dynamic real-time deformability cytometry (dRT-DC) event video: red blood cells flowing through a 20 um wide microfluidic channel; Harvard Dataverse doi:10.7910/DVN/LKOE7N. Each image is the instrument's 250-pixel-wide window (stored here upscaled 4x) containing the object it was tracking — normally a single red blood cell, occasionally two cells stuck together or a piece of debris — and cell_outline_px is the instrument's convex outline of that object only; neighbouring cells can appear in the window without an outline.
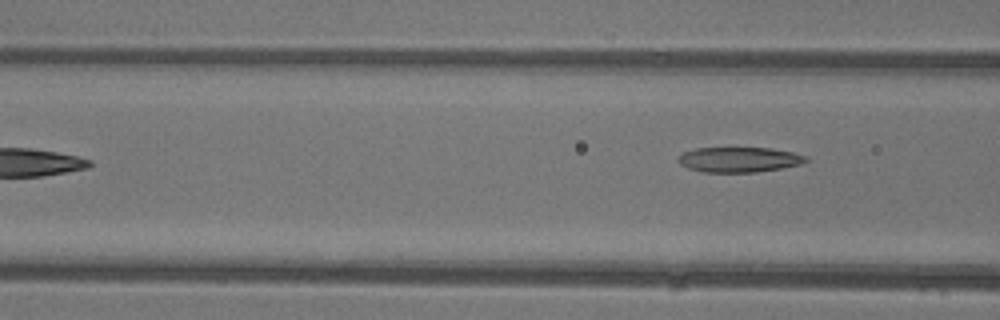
{"species": "common noctule bat (a hibernating species)", "species_latin": "Nyctalus noctula", "temperature_condition": "warm", "stored_images_in_passage": 5, "camera_frame_rate_fps": 3000, "um_per_image_px": 0.085, "animal": {"sex": "female"}, "frame": {"image": 1, "passage_image": 5, "time_ms": 4.667, "image_size_px": [1000, 320], "cell_outline_px": [[812, 160], [800, 164], [780, 168], [756, 172], [704, 172], [688, 168], [680, 164], [676, 160], [684, 152], [696, 148], [772, 148], [792, 152], [808, 156]], "centroid_in_image_um": [62.86, 13.56], "position_along_channel_um": 103.7, "area_um2": 18.73}}